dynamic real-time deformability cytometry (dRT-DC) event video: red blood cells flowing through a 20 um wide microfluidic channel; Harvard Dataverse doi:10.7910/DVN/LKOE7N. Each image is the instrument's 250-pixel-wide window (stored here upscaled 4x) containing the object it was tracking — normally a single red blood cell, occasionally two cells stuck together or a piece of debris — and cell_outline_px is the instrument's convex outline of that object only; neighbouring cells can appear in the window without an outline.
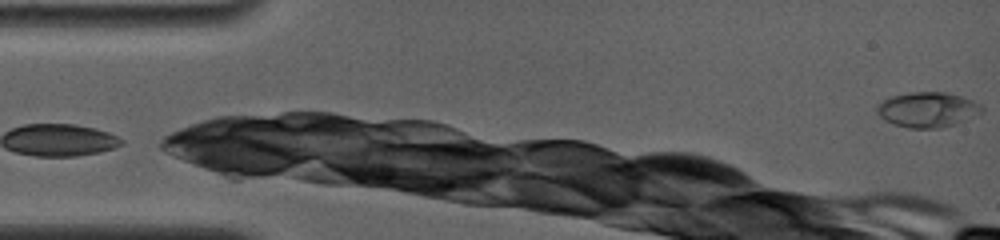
{"species": "common noctule bat (a hibernating species)", "species_latin": "Nyctalus noctula", "temperature_condition": "room temperature", "stored_images_in_passage": 14, "camera_frame_rate_fps": 4000, "um_per_image_px": 0.085, "animal": {"sex": "female", "body_mass_g": 19.0, "forearm_length_mm": 56.7}, "frame": {"image": 1, "passage_image": 1, "time_ms": 0.0, "image_size_px": [1000, 240], "cell_outline_px": [[984, 112], [956, 124], [940, 128], [908, 128], [892, 124], [884, 120], [876, 112], [876, 104], [880, 100], [888, 96], [912, 92], [948, 92], [972, 100], [980, 104], [984, 108]], "centroid_in_image_um": [78.81, 9.32], "position_along_channel_um": 6.2, "area_um2": 21.91}}